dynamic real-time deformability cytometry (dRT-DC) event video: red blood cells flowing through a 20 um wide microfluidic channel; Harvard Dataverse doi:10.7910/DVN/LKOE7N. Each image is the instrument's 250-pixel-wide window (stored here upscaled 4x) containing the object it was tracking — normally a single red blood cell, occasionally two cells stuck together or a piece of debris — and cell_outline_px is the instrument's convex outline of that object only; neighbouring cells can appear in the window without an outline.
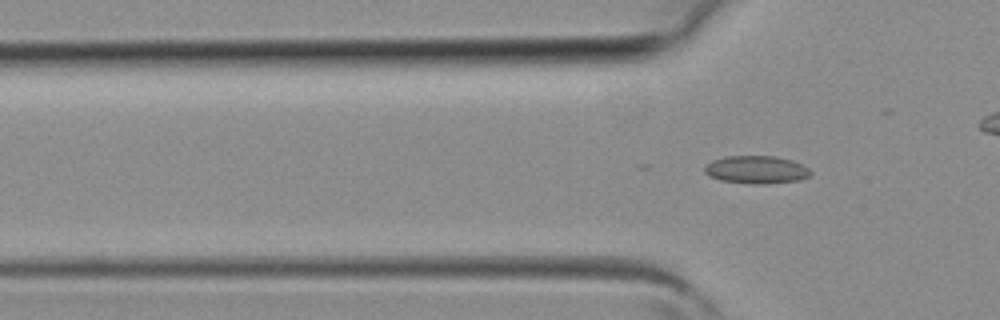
{"species": "common noctule bat (a hibernating species)", "species_latin": "Nyctalus noctula", "temperature_condition": "room temperature", "stored_images_in_passage": 4, "camera_frame_rate_fps": 3000, "um_per_image_px": 0.085, "animal": {"sex": "female", "body_mass_g": 19.3, "forearm_length_mm": 54.1}, "frame": {"image": 1, "passage_image": 2, "time_ms": 0.333, "image_size_px": [1000, 320], "cell_outline_px": [[812, 172], [808, 176], [800, 180], [764, 184], [752, 184], [720, 180], [708, 176], [704, 172], [704, 164], [712, 160], [724, 156], [776, 156], [792, 160], [808, 168]], "centroid_in_image_um": [64.24, 14.42], "position_along_channel_um": 61.6, "area_um2": 17.34}}
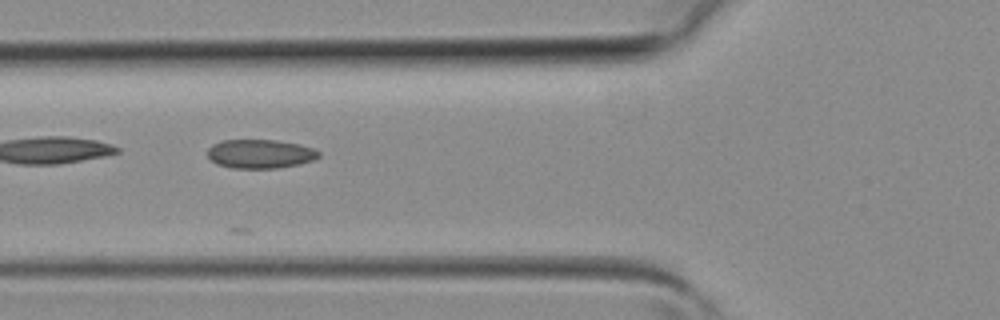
{"frame": {"image": 2, "passage_image": 4, "time_ms": 1.0, "image_size_px": [1000, 320], "cell_outline_px": [[320, 156], [316, 160], [300, 164], [276, 168], [232, 168], [216, 164], [208, 156], [208, 148], [212, 144], [224, 140], [276, 140], [300, 144], [312, 148], [320, 152]], "centroid_in_image_um": [22.14, 13.08], "position_along_channel_um": 103.7, "area_um2": 18.84}}